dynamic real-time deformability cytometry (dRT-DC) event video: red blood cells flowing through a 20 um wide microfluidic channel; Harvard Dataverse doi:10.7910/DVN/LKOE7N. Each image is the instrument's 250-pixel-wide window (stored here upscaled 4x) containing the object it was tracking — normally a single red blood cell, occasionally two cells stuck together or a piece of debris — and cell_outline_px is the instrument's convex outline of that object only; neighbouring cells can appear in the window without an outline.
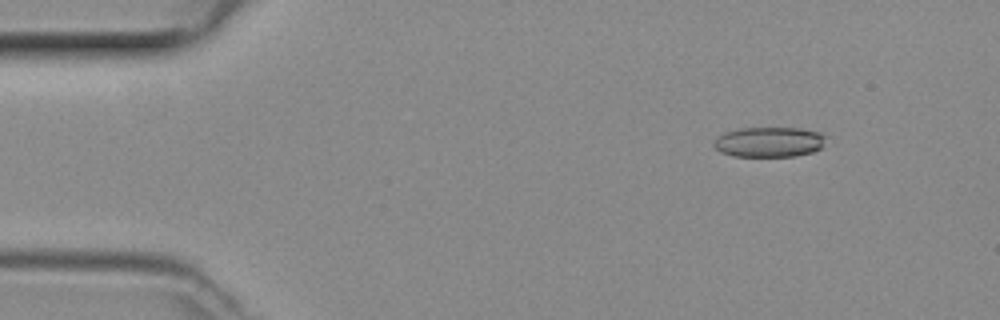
{"species": "common noctule bat (a hibernating species)", "species_latin": "Nyctalus noctula", "temperature_condition": "room temperature", "stored_images_in_passage": 7, "camera_frame_rate_fps": 3000, "um_per_image_px": 0.085, "animal": {"sex": "female", "body_mass_g": 29.2, "forearm_length_mm": 56.3}, "frame": {"image": 1, "passage_image": 1, "time_ms": 0.0, "image_size_px": [1000, 320], "cell_outline_px": [[824, 136], [820, 148], [812, 152], [796, 156], [736, 156], [720, 152], [712, 144], [712, 140], [716, 136], [724, 132], [740, 128], [800, 128], [820, 132]], "centroid_in_image_um": [65.3, 12.06], "position_along_channel_um": 19.7, "area_um2": 19.65}}